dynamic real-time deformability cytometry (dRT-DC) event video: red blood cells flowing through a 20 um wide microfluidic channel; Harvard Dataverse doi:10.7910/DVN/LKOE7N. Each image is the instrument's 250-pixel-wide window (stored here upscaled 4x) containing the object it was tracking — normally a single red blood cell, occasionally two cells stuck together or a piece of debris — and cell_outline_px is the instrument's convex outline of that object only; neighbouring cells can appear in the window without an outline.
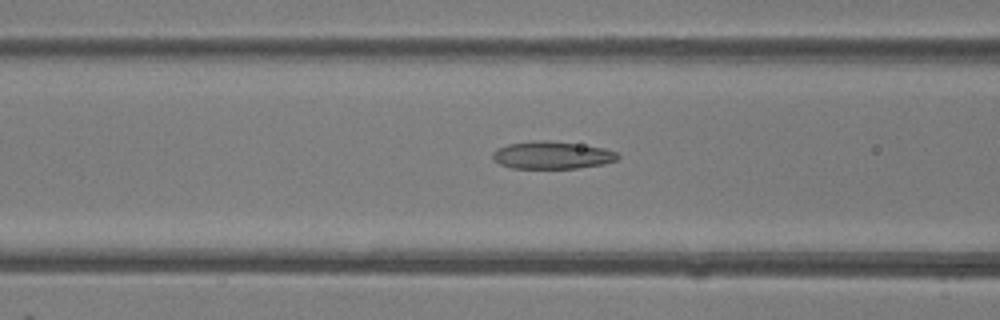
{"species": "common noctule bat (a hibernating species)", "species_latin": "Nyctalus noctula", "temperature_condition": "room temperature", "stored_images_in_passage": 31, "camera_frame_rate_fps": 3000, "um_per_image_px": 0.085, "animal": {"sex": "female"}, "frame": {"image": 1, "passage_image": 12, "time_ms": 3.667, "image_size_px": [1000, 320], "cell_outline_px": [[620, 156], [616, 160], [604, 164], [576, 168], [512, 168], [500, 164], [492, 156], [492, 152], [496, 148], [508, 144], [540, 140], [548, 140], [604, 148], [616, 152]], "centroid_in_image_um": [46.91, 13.19], "position_along_channel_um": 119.7, "area_um2": 19.88}}
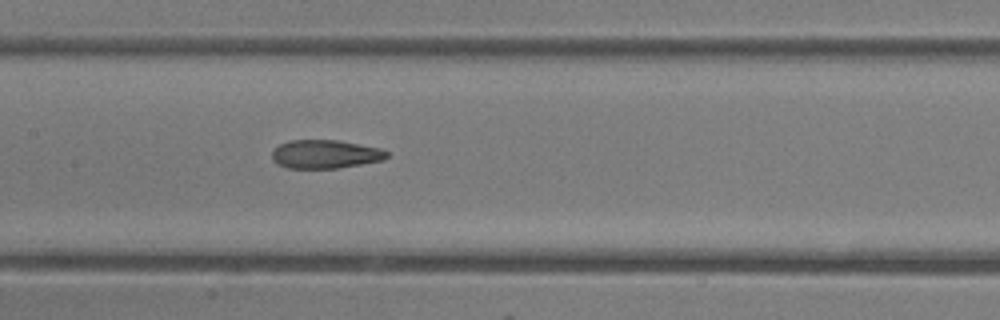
{"frame": {"image": 2, "passage_image": 16, "time_ms": 5.0, "image_size_px": [1000, 320], "cell_outline_px": [[388, 156], [384, 160], [340, 168], [288, 168], [276, 164], [272, 160], [272, 152], [280, 144], [288, 140], [336, 140], [380, 148], [388, 152]], "centroid_in_image_um": [27.64, 13.11], "position_along_channel_um": 179.8, "area_um2": 19.13}}
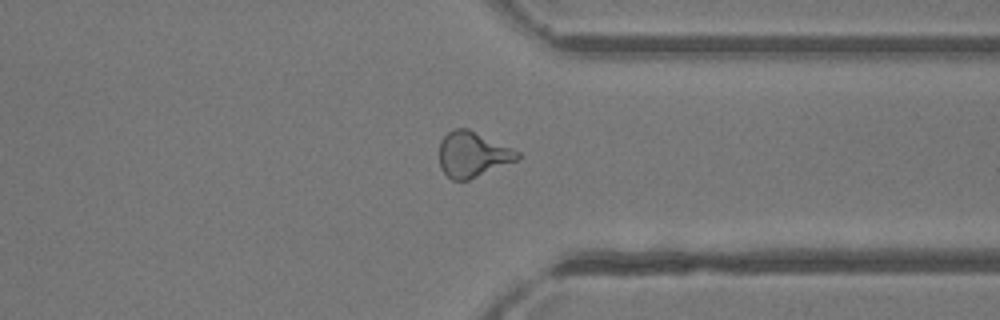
{"frame": {"image": 3, "passage_image": 29, "time_ms": 9.333, "image_size_px": [1000, 320], "cell_outline_px": [[520, 160], [468, 180], [452, 180], [440, 168], [440, 140], [452, 128], [468, 128], [512, 148], [520, 152]], "centroid_in_image_um": [40.19, 13.12], "position_along_channel_um": 371.2, "area_um2": 20.81}}